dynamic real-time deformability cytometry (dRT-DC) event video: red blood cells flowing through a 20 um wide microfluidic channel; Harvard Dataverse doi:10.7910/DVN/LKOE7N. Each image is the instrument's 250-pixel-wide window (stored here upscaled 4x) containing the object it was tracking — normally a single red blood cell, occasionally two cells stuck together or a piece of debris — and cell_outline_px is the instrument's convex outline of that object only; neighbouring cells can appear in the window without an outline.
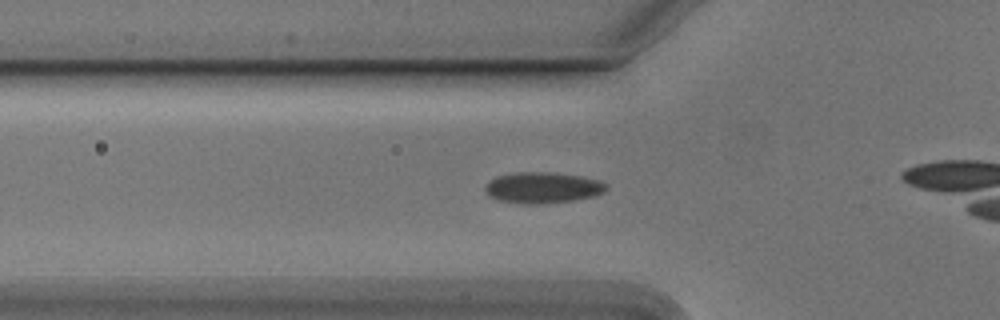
{"species": "Egyptian fruit bat (a non-hibernating species)", "species_latin": "Rousettus aegyptiacus", "temperature_condition": "cold", "stored_images_in_passage": 37, "camera_frame_rate_fps": 3000, "um_per_image_px": 0.085, "animal": {"sex": "male"}, "frame": {"image": 1, "passage_image": 12, "time_ms": 3.667, "image_size_px": [1000, 320], "cell_outline_px": [[608, 188], [604, 192], [596, 196], [572, 200], [544, 204], [528, 204], [500, 200], [488, 196], [484, 188], [488, 180], [496, 176], [516, 172], [556, 172], [580, 176], [600, 180]], "centroid_in_image_um": [46.12, 15.94], "position_along_channel_um": 79.7, "area_um2": 22.08}}
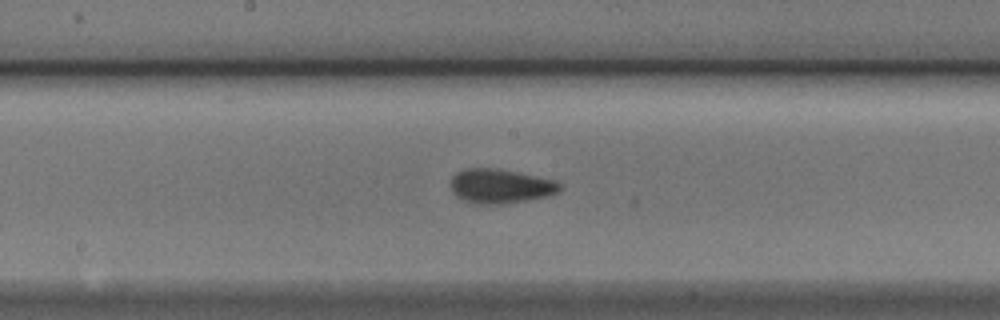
{"frame": {"image": 2, "passage_image": 22, "time_ms": 7.0, "image_size_px": [1000, 320], "cell_outline_px": [[560, 192], [548, 196], [528, 200], [500, 204], [472, 204], [456, 196], [452, 192], [452, 176], [456, 172], [464, 168], [496, 168], [520, 172], [556, 180], [560, 184]], "centroid_in_image_um": [42.54, 15.82], "position_along_channel_um": 205.7, "area_um2": 22.08}}
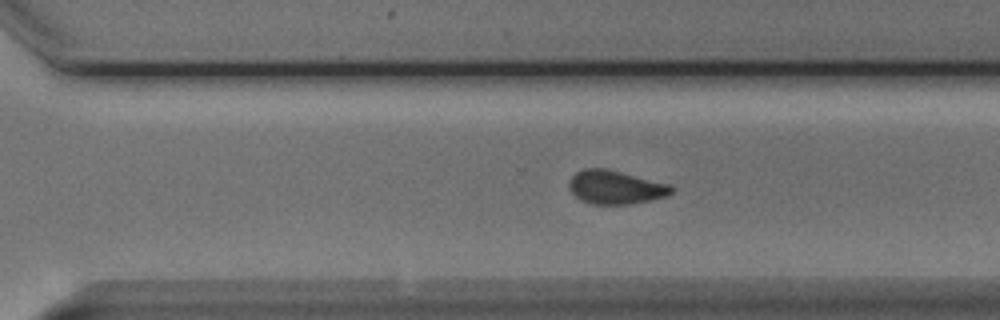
{"frame": {"image": 3, "passage_image": 31, "time_ms": 10.0, "image_size_px": [1000, 320], "cell_outline_px": [[676, 188], [668, 196], [632, 204], [592, 204], [580, 200], [568, 188], [568, 184], [572, 176], [576, 172], [584, 168], [604, 168], [672, 184]], "centroid_in_image_um": [52.35, 15.92], "position_along_channel_um": 318.3, "area_um2": 20.23}}